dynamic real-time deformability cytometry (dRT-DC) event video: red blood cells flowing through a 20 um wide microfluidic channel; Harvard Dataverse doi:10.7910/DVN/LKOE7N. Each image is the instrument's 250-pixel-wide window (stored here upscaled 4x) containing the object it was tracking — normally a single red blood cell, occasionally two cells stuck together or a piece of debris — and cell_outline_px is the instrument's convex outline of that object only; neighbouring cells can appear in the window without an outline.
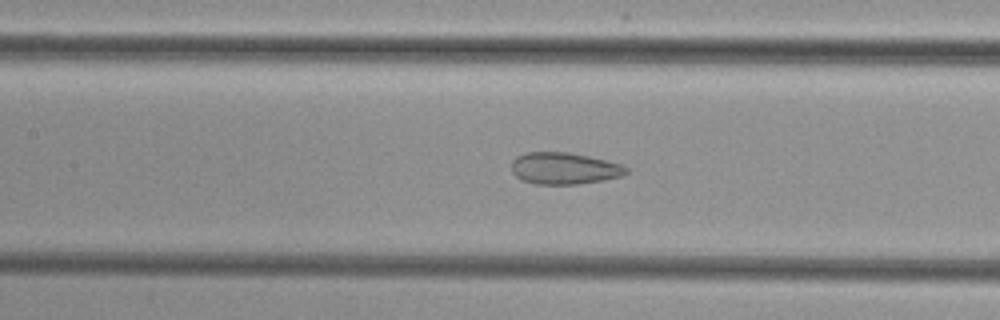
{"species": "common noctule bat (a hibernating species)", "species_latin": "Nyctalus noctula", "temperature_condition": "cold", "stored_images_in_passage": 42, "segment_of_instrument_passage": [1, 2], "camera_frame_rate_fps": 3000, "um_per_image_px": 0.085, "animal": {"sex": "female", "body_mass_g": 29.2, "forearm_length_mm": 56.3}, "frame": {"image": 1, "passage_image": 24, "time_ms": 7.667, "image_size_px": [1000, 320], "cell_outline_px": [[628, 172], [624, 176], [604, 180], [576, 184], [536, 184], [524, 180], [516, 176], [512, 172], [512, 160], [516, 156], [528, 152], [568, 152], [588, 156], [620, 164], [628, 168]], "centroid_in_image_um": [47.96, 14.31], "position_along_channel_um": 159.4, "area_um2": 21.15}}
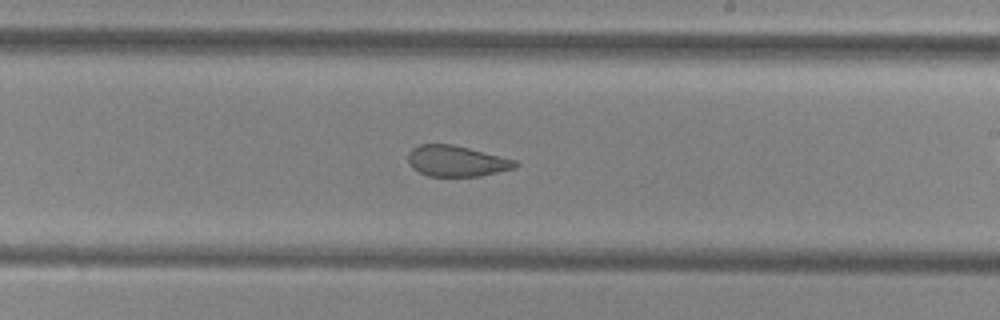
{"frame": {"image": 2, "passage_image": 31, "time_ms": 10.0, "image_size_px": [1000, 320], "cell_outline_px": [[520, 164], [516, 168], [480, 176], [428, 176], [412, 168], [408, 160], [408, 152], [412, 148], [420, 144], [452, 144], [516, 160]], "centroid_in_image_um": [38.81, 13.69], "position_along_channel_um": 250.2, "area_um2": 19.25}}
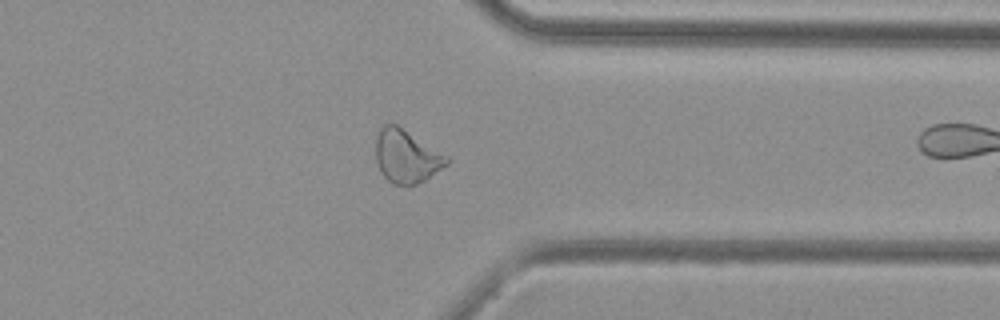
{"frame": {"image": 3, "passage_image": 41, "time_ms": 13.333, "image_size_px": [1000, 320], "cell_outline_px": [[452, 160], [448, 164], [424, 180], [416, 184], [392, 184], [380, 172], [376, 160], [376, 140], [380, 128], [384, 124], [396, 124], [448, 156]], "centroid_in_image_um": [34.55, 13.29], "position_along_channel_um": 376.9, "area_um2": 21.73}}